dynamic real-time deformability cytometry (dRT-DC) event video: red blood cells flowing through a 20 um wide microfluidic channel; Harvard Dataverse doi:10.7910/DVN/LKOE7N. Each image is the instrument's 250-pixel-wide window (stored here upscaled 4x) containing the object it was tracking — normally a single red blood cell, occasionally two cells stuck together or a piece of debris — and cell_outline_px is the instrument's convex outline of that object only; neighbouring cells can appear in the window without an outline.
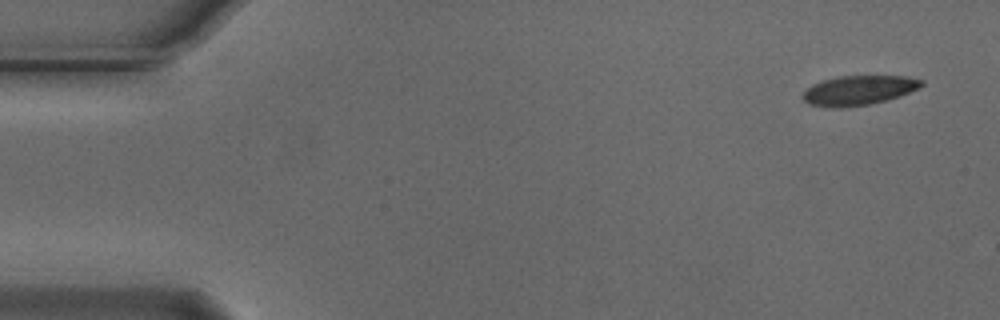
{"species": "Egyptian fruit bat (a non-hibernating species)", "species_latin": "Rousettus aegyptiacus", "temperature_condition": "cold", "stored_images_in_passage": 14, "camera_frame_rate_fps": 3000, "um_per_image_px": 0.085, "animal": {"sex": "male"}, "frame": {"image": 1, "passage_image": 1, "time_ms": 0.0, "image_size_px": [1000, 320], "cell_outline_px": [[924, 84], [920, 88], [900, 96], [868, 104], [840, 108], [828, 108], [808, 104], [800, 96], [812, 84], [836, 76], [908, 76], [924, 80]], "centroid_in_image_um": [72.98, 7.67], "position_along_channel_um": 12.0, "area_um2": 20.58}}
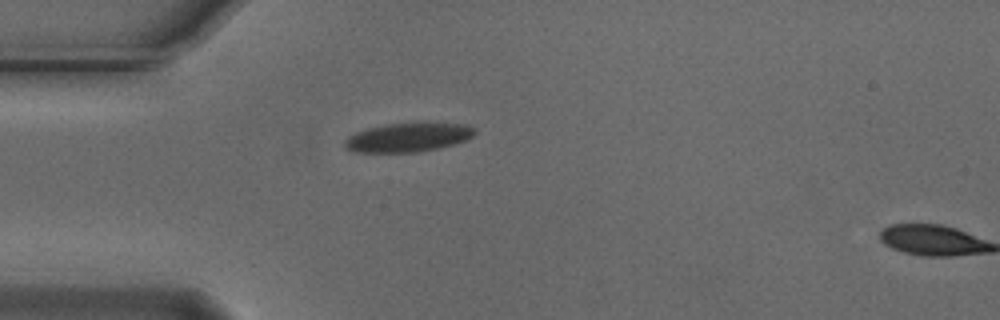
{"frame": {"image": 2, "passage_image": 13, "time_ms": 4.0, "image_size_px": [1000, 320], "cell_outline_px": [[476, 132], [472, 136], [464, 140], [440, 148], [420, 152], [352, 152], [344, 148], [344, 140], [348, 136], [356, 132], [368, 128], [388, 124], [464, 124], [472, 128]], "centroid_in_image_um": [34.6, 11.71], "position_along_channel_um": 50.4, "area_um2": 21.5}}